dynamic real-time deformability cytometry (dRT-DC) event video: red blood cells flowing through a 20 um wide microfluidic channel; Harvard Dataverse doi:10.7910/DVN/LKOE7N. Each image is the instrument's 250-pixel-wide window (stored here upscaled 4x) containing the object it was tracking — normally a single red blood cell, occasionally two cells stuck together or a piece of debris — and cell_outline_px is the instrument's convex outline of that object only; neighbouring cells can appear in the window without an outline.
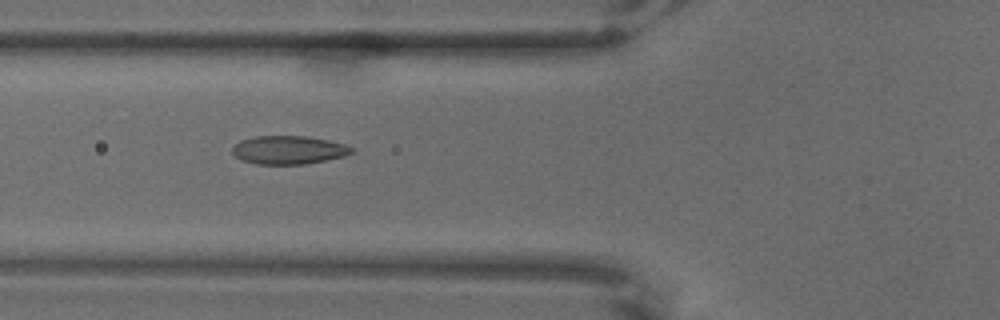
{"species": "common noctule bat (a hibernating species)", "species_latin": "Nyctalus noctula", "temperature_condition": "warm", "stored_images_in_passage": 8, "camera_frame_rate_fps": 3000, "um_per_image_px": 0.085, "animal": {"sex": "male", "body_mass_g": 18.8}, "frame": {"image": 1, "passage_image": 7, "time_ms": 2.0, "image_size_px": [1000, 320], "cell_outline_px": [[356, 148], [352, 152], [344, 156], [304, 164], [256, 164], [240, 160], [232, 152], [232, 148], [240, 140], [256, 136], [304, 136], [328, 140], [344, 144]], "centroid_in_image_um": [24.52, 12.74], "position_along_channel_um": 101.3, "area_um2": 19.65}}
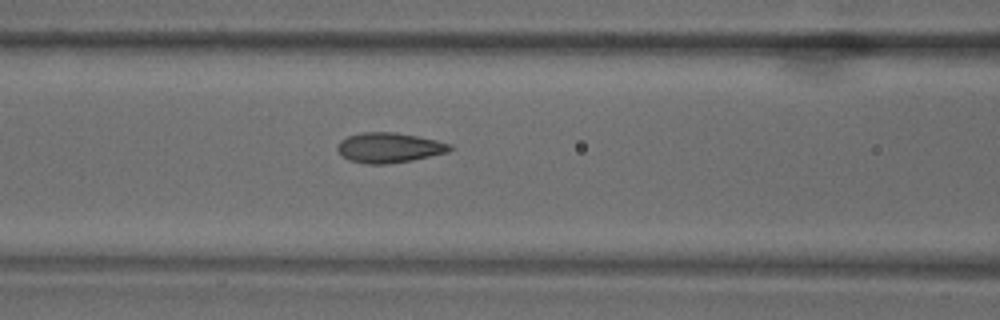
{"frame": {"image": 2, "passage_image": 8, "time_ms": 2.333, "image_size_px": [1000, 320], "cell_outline_px": [[452, 148], [448, 152], [412, 160], [384, 164], [368, 164], [348, 160], [336, 148], [336, 144], [340, 140], [348, 136], [360, 132], [396, 132], [436, 140], [452, 144]], "centroid_in_image_um": [33.06, 12.54], "position_along_channel_um": 133.5, "area_um2": 19.65}}